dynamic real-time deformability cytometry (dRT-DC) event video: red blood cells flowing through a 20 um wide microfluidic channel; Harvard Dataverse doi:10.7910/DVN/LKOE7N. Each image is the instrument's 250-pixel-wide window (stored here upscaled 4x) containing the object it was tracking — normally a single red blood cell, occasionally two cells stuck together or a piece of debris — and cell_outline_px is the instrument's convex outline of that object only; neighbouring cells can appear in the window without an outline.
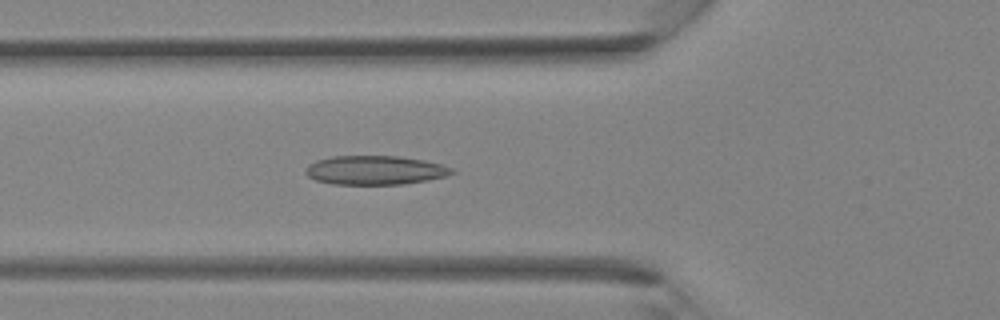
{"species": "Egyptian fruit bat (a non-hibernating species)", "species_latin": "Rousettus aegyptiacus", "temperature_condition": "room temperature", "stored_images_in_passage": 36, "camera_frame_rate_fps": 3000, "um_per_image_px": 0.085, "animal": {"sex": "female"}, "frame": {"image": 1, "passage_image": 13, "time_ms": 4.0, "image_size_px": [1000, 320], "cell_outline_px": [[456, 172], [448, 176], [428, 180], [404, 184], [332, 184], [316, 180], [308, 176], [304, 172], [304, 168], [308, 164], [316, 160], [332, 156], [400, 156], [424, 160], [440, 164], [452, 168]], "centroid_in_image_um": [31.87, 14.46], "position_along_channel_um": 93.9, "area_um2": 24.91}}
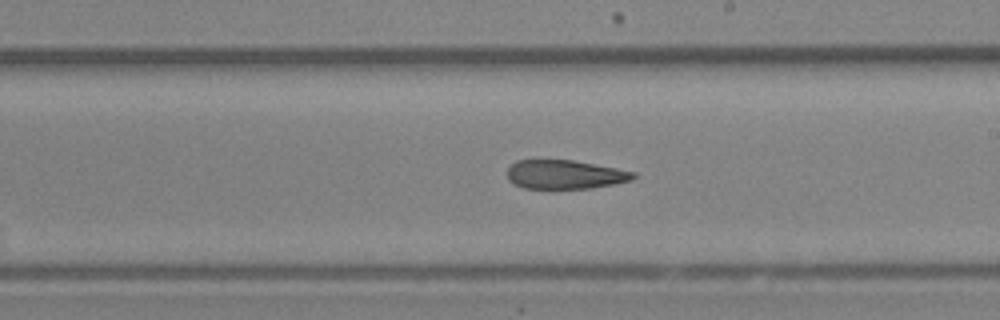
{"frame": {"image": 2, "passage_image": 21, "time_ms": 6.667, "image_size_px": [1000, 320], "cell_outline_px": [[636, 176], [632, 180], [616, 184], [592, 188], [524, 188], [508, 180], [508, 168], [516, 160], [572, 160], [616, 168], [636, 172]], "centroid_in_image_um": [48.05, 14.83], "position_along_channel_um": 241.0, "area_um2": 21.15}}
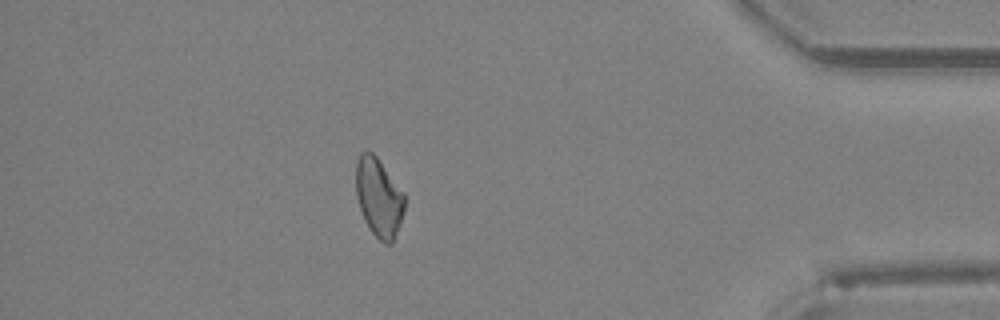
{"frame": {"image": 3, "passage_image": 32, "time_ms": 10.333, "image_size_px": [1000, 320], "cell_outline_px": [[404, 208], [400, 224], [392, 244], [384, 244], [372, 232], [364, 220], [356, 196], [356, 160], [360, 152], [372, 152], [376, 156], [404, 192]], "centroid_in_image_um": [32.19, 16.78], "position_along_channel_um": 403.0, "area_um2": 22.25}}